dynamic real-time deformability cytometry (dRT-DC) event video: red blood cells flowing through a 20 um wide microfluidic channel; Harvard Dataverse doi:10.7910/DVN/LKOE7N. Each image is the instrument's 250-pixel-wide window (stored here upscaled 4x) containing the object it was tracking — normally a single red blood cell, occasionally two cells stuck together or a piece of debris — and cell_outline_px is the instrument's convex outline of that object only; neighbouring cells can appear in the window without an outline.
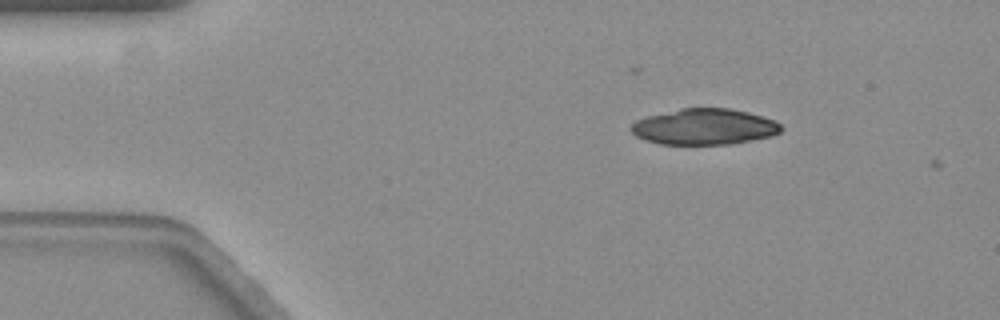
{"species": "common noctule bat (a hibernating species)", "species_latin": "Nyctalus noctula", "temperature_condition": "warm", "stored_images_in_passage": 3, "camera_frame_rate_fps": 3000, "um_per_image_px": 0.085, "animal": {"sex": "female", "body_mass_g": 19.3, "forearm_length_mm": 54.1}, "frame": {"image": 1, "passage_image": 2, "time_ms": 0.333, "image_size_px": [1000, 320], "cell_outline_px": [[780, 132], [772, 136], [728, 144], [660, 144], [644, 140], [636, 136], [628, 128], [636, 120], [648, 116], [680, 108], [728, 108], [748, 112], [764, 116], [780, 124]], "centroid_in_image_um": [59.83, 10.77], "position_along_channel_um": 25.2, "area_um2": 31.33}}